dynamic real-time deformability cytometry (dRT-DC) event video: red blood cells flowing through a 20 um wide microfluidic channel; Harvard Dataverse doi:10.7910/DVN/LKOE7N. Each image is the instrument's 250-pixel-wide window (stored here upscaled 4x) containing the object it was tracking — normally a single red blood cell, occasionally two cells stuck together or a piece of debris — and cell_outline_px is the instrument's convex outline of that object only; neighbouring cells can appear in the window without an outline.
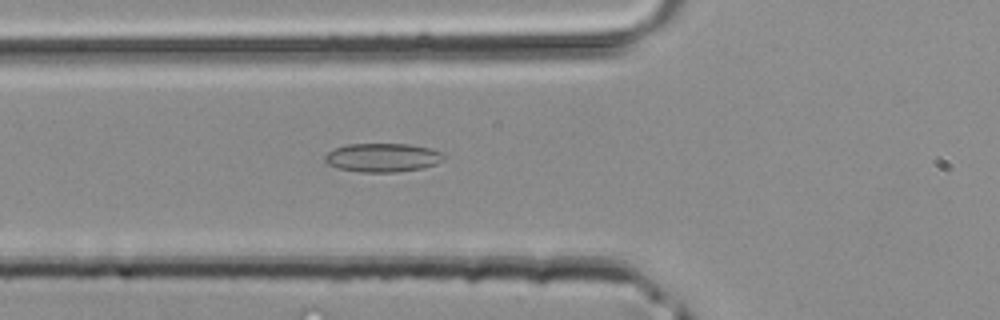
{"species": "common noctule bat (a hibernating species)", "species_latin": "Nyctalus noctula", "temperature_condition": "room temperature", "stored_images_in_passage": 30, "camera_frame_rate_fps": 3000, "um_per_image_px": 0.085, "animal": {"sex": "male", "body_mass_g": 20.4}, "frame": {"image": 1, "passage_image": 4, "time_ms": 1.0, "image_size_px": [1000, 320], "cell_outline_px": [[448, 156], [444, 160], [436, 164], [424, 168], [396, 172], [360, 172], [336, 168], [328, 164], [324, 160], [324, 156], [332, 148], [348, 144], [408, 144], [428, 148], [444, 152]], "centroid_in_image_um": [32.54, 13.4], "position_along_channel_um": 93.3, "area_um2": 20.23}}
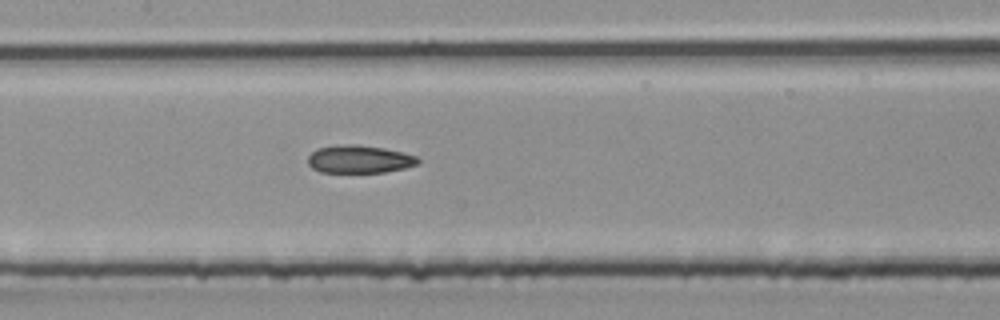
{"frame": {"image": 2, "passage_image": 9, "time_ms": 2.667, "image_size_px": [1000, 320], "cell_outline_px": [[420, 164], [404, 168], [384, 172], [320, 172], [312, 168], [308, 164], [308, 156], [316, 148], [336, 144], [352, 144], [384, 148], [416, 156], [420, 160]], "centroid_in_image_um": [30.51, 13.53], "position_along_channel_um": 176.9, "area_um2": 17.92}}
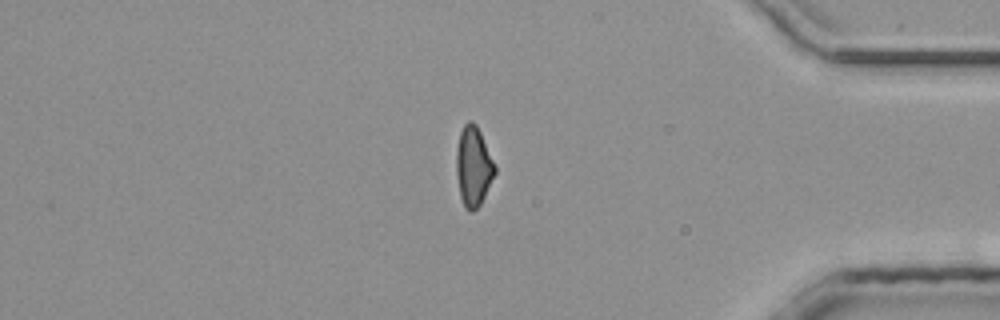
{"frame": {"image": 3, "passage_image": 24, "time_ms": 7.667, "image_size_px": [1000, 320], "cell_outline_px": [[496, 172], [480, 204], [472, 212], [468, 212], [464, 208], [460, 196], [456, 172], [456, 148], [460, 132], [464, 124], [468, 120], [472, 120], [476, 124], [496, 164]], "centroid_in_image_um": [40.23, 14.13], "position_along_channel_um": 395.0, "area_um2": 18.03}}